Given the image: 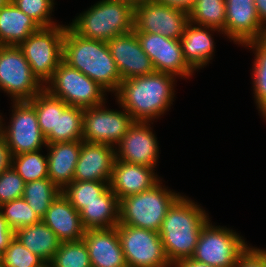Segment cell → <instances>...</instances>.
Returning a JSON list of instances; mask_svg holds the SVG:
<instances>
[{"mask_svg": "<svg viewBox=\"0 0 266 267\" xmlns=\"http://www.w3.org/2000/svg\"><path fill=\"white\" fill-rule=\"evenodd\" d=\"M175 79L172 74L154 72L123 80L115 93L116 100L134 121L151 122L173 103Z\"/></svg>", "mask_w": 266, "mask_h": 267, "instance_id": "obj_1", "label": "cell"}, {"mask_svg": "<svg viewBox=\"0 0 266 267\" xmlns=\"http://www.w3.org/2000/svg\"><path fill=\"white\" fill-rule=\"evenodd\" d=\"M121 2H125V3H129L131 4L133 7L139 5V4H143L146 1L149 0H120Z\"/></svg>", "mask_w": 266, "mask_h": 267, "instance_id": "obj_45", "label": "cell"}, {"mask_svg": "<svg viewBox=\"0 0 266 267\" xmlns=\"http://www.w3.org/2000/svg\"><path fill=\"white\" fill-rule=\"evenodd\" d=\"M63 61L107 92H117L122 82L107 42L80 37L68 26L63 40Z\"/></svg>", "mask_w": 266, "mask_h": 267, "instance_id": "obj_3", "label": "cell"}, {"mask_svg": "<svg viewBox=\"0 0 266 267\" xmlns=\"http://www.w3.org/2000/svg\"><path fill=\"white\" fill-rule=\"evenodd\" d=\"M0 211L13 232L41 221L23 197L2 204Z\"/></svg>", "mask_w": 266, "mask_h": 267, "instance_id": "obj_34", "label": "cell"}, {"mask_svg": "<svg viewBox=\"0 0 266 267\" xmlns=\"http://www.w3.org/2000/svg\"><path fill=\"white\" fill-rule=\"evenodd\" d=\"M143 51L150 58L155 72L169 73L189 78L194 69L184 58L180 39H171L161 34L135 32Z\"/></svg>", "mask_w": 266, "mask_h": 267, "instance_id": "obj_14", "label": "cell"}, {"mask_svg": "<svg viewBox=\"0 0 266 267\" xmlns=\"http://www.w3.org/2000/svg\"><path fill=\"white\" fill-rule=\"evenodd\" d=\"M68 27L78 36L107 42L133 31L134 7L120 0H100Z\"/></svg>", "mask_w": 266, "mask_h": 267, "instance_id": "obj_4", "label": "cell"}, {"mask_svg": "<svg viewBox=\"0 0 266 267\" xmlns=\"http://www.w3.org/2000/svg\"><path fill=\"white\" fill-rule=\"evenodd\" d=\"M106 108L104 103L84 109L82 136L84 142L115 147L134 123L132 116L124 108L123 111Z\"/></svg>", "mask_w": 266, "mask_h": 267, "instance_id": "obj_12", "label": "cell"}, {"mask_svg": "<svg viewBox=\"0 0 266 267\" xmlns=\"http://www.w3.org/2000/svg\"><path fill=\"white\" fill-rule=\"evenodd\" d=\"M24 14L31 17L41 27L57 25L50 14L55 5L54 0H10Z\"/></svg>", "mask_w": 266, "mask_h": 267, "instance_id": "obj_37", "label": "cell"}, {"mask_svg": "<svg viewBox=\"0 0 266 267\" xmlns=\"http://www.w3.org/2000/svg\"><path fill=\"white\" fill-rule=\"evenodd\" d=\"M254 3L261 24L266 28V0H254Z\"/></svg>", "mask_w": 266, "mask_h": 267, "instance_id": "obj_44", "label": "cell"}, {"mask_svg": "<svg viewBox=\"0 0 266 267\" xmlns=\"http://www.w3.org/2000/svg\"><path fill=\"white\" fill-rule=\"evenodd\" d=\"M160 181L151 189L129 195L119 201V223L155 232L172 205L182 196L162 187Z\"/></svg>", "mask_w": 266, "mask_h": 267, "instance_id": "obj_5", "label": "cell"}, {"mask_svg": "<svg viewBox=\"0 0 266 267\" xmlns=\"http://www.w3.org/2000/svg\"><path fill=\"white\" fill-rule=\"evenodd\" d=\"M127 267H172L158 232L117 224Z\"/></svg>", "mask_w": 266, "mask_h": 267, "instance_id": "obj_10", "label": "cell"}, {"mask_svg": "<svg viewBox=\"0 0 266 267\" xmlns=\"http://www.w3.org/2000/svg\"><path fill=\"white\" fill-rule=\"evenodd\" d=\"M83 240L87 245L92 267H127L117 226L87 229Z\"/></svg>", "mask_w": 266, "mask_h": 267, "instance_id": "obj_19", "label": "cell"}, {"mask_svg": "<svg viewBox=\"0 0 266 267\" xmlns=\"http://www.w3.org/2000/svg\"><path fill=\"white\" fill-rule=\"evenodd\" d=\"M49 178L25 183L23 198L33 211L42 219L52 201L61 193Z\"/></svg>", "mask_w": 266, "mask_h": 267, "instance_id": "obj_29", "label": "cell"}, {"mask_svg": "<svg viewBox=\"0 0 266 267\" xmlns=\"http://www.w3.org/2000/svg\"><path fill=\"white\" fill-rule=\"evenodd\" d=\"M154 168L115 159L109 188L118 200L151 189L160 180Z\"/></svg>", "mask_w": 266, "mask_h": 267, "instance_id": "obj_20", "label": "cell"}, {"mask_svg": "<svg viewBox=\"0 0 266 267\" xmlns=\"http://www.w3.org/2000/svg\"><path fill=\"white\" fill-rule=\"evenodd\" d=\"M115 147L108 144L82 142L74 180L110 183L116 159Z\"/></svg>", "mask_w": 266, "mask_h": 267, "instance_id": "obj_18", "label": "cell"}, {"mask_svg": "<svg viewBox=\"0 0 266 267\" xmlns=\"http://www.w3.org/2000/svg\"><path fill=\"white\" fill-rule=\"evenodd\" d=\"M235 267H266V250L248 247L240 255Z\"/></svg>", "mask_w": 266, "mask_h": 267, "instance_id": "obj_39", "label": "cell"}, {"mask_svg": "<svg viewBox=\"0 0 266 267\" xmlns=\"http://www.w3.org/2000/svg\"><path fill=\"white\" fill-rule=\"evenodd\" d=\"M107 44L122 81L155 72L152 62L141 48L134 30L115 36L108 40Z\"/></svg>", "mask_w": 266, "mask_h": 267, "instance_id": "obj_17", "label": "cell"}, {"mask_svg": "<svg viewBox=\"0 0 266 267\" xmlns=\"http://www.w3.org/2000/svg\"><path fill=\"white\" fill-rule=\"evenodd\" d=\"M222 31L212 27L199 26L189 22L180 39L182 52L187 63L199 70L212 60L214 40L210 32Z\"/></svg>", "mask_w": 266, "mask_h": 267, "instance_id": "obj_23", "label": "cell"}, {"mask_svg": "<svg viewBox=\"0 0 266 267\" xmlns=\"http://www.w3.org/2000/svg\"><path fill=\"white\" fill-rule=\"evenodd\" d=\"M225 36L244 46L266 37V28L258 17L254 0H225Z\"/></svg>", "mask_w": 266, "mask_h": 267, "instance_id": "obj_16", "label": "cell"}, {"mask_svg": "<svg viewBox=\"0 0 266 267\" xmlns=\"http://www.w3.org/2000/svg\"><path fill=\"white\" fill-rule=\"evenodd\" d=\"M67 26L41 27L18 46L30 64L32 73L43 86L52 79L63 61V40Z\"/></svg>", "mask_w": 266, "mask_h": 267, "instance_id": "obj_6", "label": "cell"}, {"mask_svg": "<svg viewBox=\"0 0 266 267\" xmlns=\"http://www.w3.org/2000/svg\"><path fill=\"white\" fill-rule=\"evenodd\" d=\"M154 1L158 4L177 8L189 13L196 0H154Z\"/></svg>", "mask_w": 266, "mask_h": 267, "instance_id": "obj_42", "label": "cell"}, {"mask_svg": "<svg viewBox=\"0 0 266 267\" xmlns=\"http://www.w3.org/2000/svg\"><path fill=\"white\" fill-rule=\"evenodd\" d=\"M28 102L35 108L43 136L46 138L51 131H56L57 98L43 89Z\"/></svg>", "mask_w": 266, "mask_h": 267, "instance_id": "obj_35", "label": "cell"}, {"mask_svg": "<svg viewBox=\"0 0 266 267\" xmlns=\"http://www.w3.org/2000/svg\"><path fill=\"white\" fill-rule=\"evenodd\" d=\"M0 262L4 267H38L44 261L13 237L0 255Z\"/></svg>", "mask_w": 266, "mask_h": 267, "instance_id": "obj_36", "label": "cell"}, {"mask_svg": "<svg viewBox=\"0 0 266 267\" xmlns=\"http://www.w3.org/2000/svg\"><path fill=\"white\" fill-rule=\"evenodd\" d=\"M83 140L47 143L48 177L63 190L74 181V172Z\"/></svg>", "mask_w": 266, "mask_h": 267, "instance_id": "obj_22", "label": "cell"}, {"mask_svg": "<svg viewBox=\"0 0 266 267\" xmlns=\"http://www.w3.org/2000/svg\"><path fill=\"white\" fill-rule=\"evenodd\" d=\"M44 89L52 96L63 100L68 106L85 109L106 103L107 91L64 61L58 65Z\"/></svg>", "mask_w": 266, "mask_h": 267, "instance_id": "obj_7", "label": "cell"}, {"mask_svg": "<svg viewBox=\"0 0 266 267\" xmlns=\"http://www.w3.org/2000/svg\"><path fill=\"white\" fill-rule=\"evenodd\" d=\"M188 16L189 22L199 26L216 28L225 35V0H196Z\"/></svg>", "mask_w": 266, "mask_h": 267, "instance_id": "obj_28", "label": "cell"}, {"mask_svg": "<svg viewBox=\"0 0 266 267\" xmlns=\"http://www.w3.org/2000/svg\"><path fill=\"white\" fill-rule=\"evenodd\" d=\"M53 267H92L84 240L61 242L50 261Z\"/></svg>", "mask_w": 266, "mask_h": 267, "instance_id": "obj_33", "label": "cell"}, {"mask_svg": "<svg viewBox=\"0 0 266 267\" xmlns=\"http://www.w3.org/2000/svg\"><path fill=\"white\" fill-rule=\"evenodd\" d=\"M12 118L8 126L0 116V133L11 155L42 150L46 140L41 133L35 108L28 101L13 102ZM4 126V127H3Z\"/></svg>", "mask_w": 266, "mask_h": 267, "instance_id": "obj_11", "label": "cell"}, {"mask_svg": "<svg viewBox=\"0 0 266 267\" xmlns=\"http://www.w3.org/2000/svg\"><path fill=\"white\" fill-rule=\"evenodd\" d=\"M10 0H0V7L7 5Z\"/></svg>", "mask_w": 266, "mask_h": 267, "instance_id": "obj_47", "label": "cell"}, {"mask_svg": "<svg viewBox=\"0 0 266 267\" xmlns=\"http://www.w3.org/2000/svg\"><path fill=\"white\" fill-rule=\"evenodd\" d=\"M108 188L109 184L106 182L74 180L62 190V193L80 213L87 204L97 201Z\"/></svg>", "mask_w": 266, "mask_h": 267, "instance_id": "obj_31", "label": "cell"}, {"mask_svg": "<svg viewBox=\"0 0 266 267\" xmlns=\"http://www.w3.org/2000/svg\"><path fill=\"white\" fill-rule=\"evenodd\" d=\"M173 267H214L206 263L195 260L192 257L179 260Z\"/></svg>", "mask_w": 266, "mask_h": 267, "instance_id": "obj_43", "label": "cell"}, {"mask_svg": "<svg viewBox=\"0 0 266 267\" xmlns=\"http://www.w3.org/2000/svg\"><path fill=\"white\" fill-rule=\"evenodd\" d=\"M246 243L234 230L208 221L200 232L192 258L214 267H235L249 247Z\"/></svg>", "mask_w": 266, "mask_h": 267, "instance_id": "obj_8", "label": "cell"}, {"mask_svg": "<svg viewBox=\"0 0 266 267\" xmlns=\"http://www.w3.org/2000/svg\"><path fill=\"white\" fill-rule=\"evenodd\" d=\"M246 47L255 49L252 79L254 98L263 118L266 116V37L244 44Z\"/></svg>", "mask_w": 266, "mask_h": 267, "instance_id": "obj_30", "label": "cell"}, {"mask_svg": "<svg viewBox=\"0 0 266 267\" xmlns=\"http://www.w3.org/2000/svg\"><path fill=\"white\" fill-rule=\"evenodd\" d=\"M25 182L11 166L0 173V206L14 199L21 198Z\"/></svg>", "mask_w": 266, "mask_h": 267, "instance_id": "obj_38", "label": "cell"}, {"mask_svg": "<svg viewBox=\"0 0 266 267\" xmlns=\"http://www.w3.org/2000/svg\"><path fill=\"white\" fill-rule=\"evenodd\" d=\"M208 221V213L188 197L181 196L172 205L159 231L164 252L172 266L193 256L200 232Z\"/></svg>", "mask_w": 266, "mask_h": 267, "instance_id": "obj_2", "label": "cell"}, {"mask_svg": "<svg viewBox=\"0 0 266 267\" xmlns=\"http://www.w3.org/2000/svg\"><path fill=\"white\" fill-rule=\"evenodd\" d=\"M12 164V155L4 136L0 133V173L9 169Z\"/></svg>", "mask_w": 266, "mask_h": 267, "instance_id": "obj_40", "label": "cell"}, {"mask_svg": "<svg viewBox=\"0 0 266 267\" xmlns=\"http://www.w3.org/2000/svg\"><path fill=\"white\" fill-rule=\"evenodd\" d=\"M83 108L68 106L57 98L56 131L45 138L46 143H58L82 140L83 136Z\"/></svg>", "mask_w": 266, "mask_h": 267, "instance_id": "obj_27", "label": "cell"}, {"mask_svg": "<svg viewBox=\"0 0 266 267\" xmlns=\"http://www.w3.org/2000/svg\"><path fill=\"white\" fill-rule=\"evenodd\" d=\"M14 237V232L9 228L7 221L0 211V255L8 247L10 240Z\"/></svg>", "mask_w": 266, "mask_h": 267, "instance_id": "obj_41", "label": "cell"}, {"mask_svg": "<svg viewBox=\"0 0 266 267\" xmlns=\"http://www.w3.org/2000/svg\"><path fill=\"white\" fill-rule=\"evenodd\" d=\"M41 28L11 1L0 7V45L19 46Z\"/></svg>", "mask_w": 266, "mask_h": 267, "instance_id": "obj_24", "label": "cell"}, {"mask_svg": "<svg viewBox=\"0 0 266 267\" xmlns=\"http://www.w3.org/2000/svg\"><path fill=\"white\" fill-rule=\"evenodd\" d=\"M11 166L25 183L48 177V158L40 150L12 156Z\"/></svg>", "mask_w": 266, "mask_h": 267, "instance_id": "obj_32", "label": "cell"}, {"mask_svg": "<svg viewBox=\"0 0 266 267\" xmlns=\"http://www.w3.org/2000/svg\"><path fill=\"white\" fill-rule=\"evenodd\" d=\"M80 217L86 230L116 227L119 223V200L116 194L108 188L97 201L86 205Z\"/></svg>", "mask_w": 266, "mask_h": 267, "instance_id": "obj_25", "label": "cell"}, {"mask_svg": "<svg viewBox=\"0 0 266 267\" xmlns=\"http://www.w3.org/2000/svg\"><path fill=\"white\" fill-rule=\"evenodd\" d=\"M133 30L181 39L189 23L186 11L149 0L134 7Z\"/></svg>", "mask_w": 266, "mask_h": 267, "instance_id": "obj_13", "label": "cell"}, {"mask_svg": "<svg viewBox=\"0 0 266 267\" xmlns=\"http://www.w3.org/2000/svg\"><path fill=\"white\" fill-rule=\"evenodd\" d=\"M0 89L13 102L30 101L44 89L18 46L0 45Z\"/></svg>", "mask_w": 266, "mask_h": 267, "instance_id": "obj_9", "label": "cell"}, {"mask_svg": "<svg viewBox=\"0 0 266 267\" xmlns=\"http://www.w3.org/2000/svg\"><path fill=\"white\" fill-rule=\"evenodd\" d=\"M41 220L61 242L80 241L86 231L82 225L80 213L62 192L52 201Z\"/></svg>", "mask_w": 266, "mask_h": 267, "instance_id": "obj_21", "label": "cell"}, {"mask_svg": "<svg viewBox=\"0 0 266 267\" xmlns=\"http://www.w3.org/2000/svg\"><path fill=\"white\" fill-rule=\"evenodd\" d=\"M38 267H53L51 262H43L40 266Z\"/></svg>", "mask_w": 266, "mask_h": 267, "instance_id": "obj_46", "label": "cell"}, {"mask_svg": "<svg viewBox=\"0 0 266 267\" xmlns=\"http://www.w3.org/2000/svg\"><path fill=\"white\" fill-rule=\"evenodd\" d=\"M14 237L44 262L52 260L61 244L57 235L42 220L16 230Z\"/></svg>", "mask_w": 266, "mask_h": 267, "instance_id": "obj_26", "label": "cell"}, {"mask_svg": "<svg viewBox=\"0 0 266 267\" xmlns=\"http://www.w3.org/2000/svg\"><path fill=\"white\" fill-rule=\"evenodd\" d=\"M149 122L134 121L127 134L115 146L116 159L156 168L159 146ZM118 147V148H116Z\"/></svg>", "mask_w": 266, "mask_h": 267, "instance_id": "obj_15", "label": "cell"}]
</instances>
